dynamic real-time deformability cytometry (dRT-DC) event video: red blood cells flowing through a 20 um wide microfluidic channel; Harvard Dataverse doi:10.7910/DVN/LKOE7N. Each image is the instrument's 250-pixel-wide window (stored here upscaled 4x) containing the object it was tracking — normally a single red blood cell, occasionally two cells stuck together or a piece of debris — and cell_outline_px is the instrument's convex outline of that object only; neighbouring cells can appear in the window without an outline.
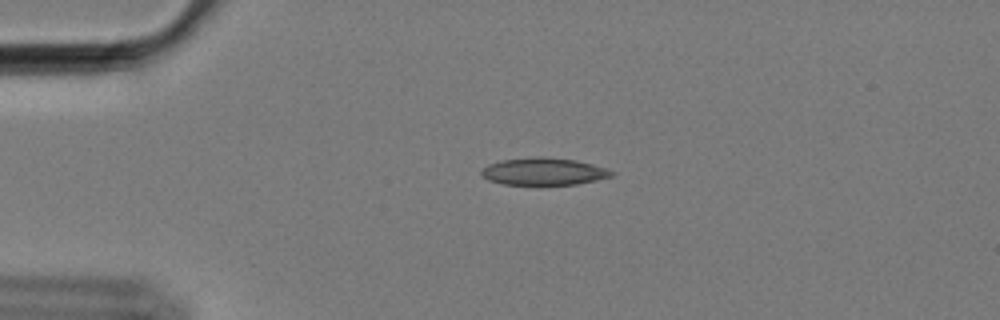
{"species": "Egyptian fruit bat (a non-hibernating species)", "species_latin": "Rousettus aegyptiacus", "temperature_condition": "cold", "stored_images_in_passage": 58, "camera_frame_rate_fps": 3000, "um_per_image_px": 0.085, "animal": {"sex": "female"}, "frame": {"image": 1, "passage_image": 13, "time_ms": 4.0, "image_size_px": [1000, 320], "cell_outline_px": [[616, 172], [612, 176], [596, 180], [576, 184], [504, 184], [488, 180], [480, 176], [480, 172], [488, 164], [504, 160], [532, 156], [540, 156], [576, 160], [608, 168]], "centroid_in_image_um": [46.22, 14.56], "position_along_channel_um": 38.8, "area_um2": 20.69}}
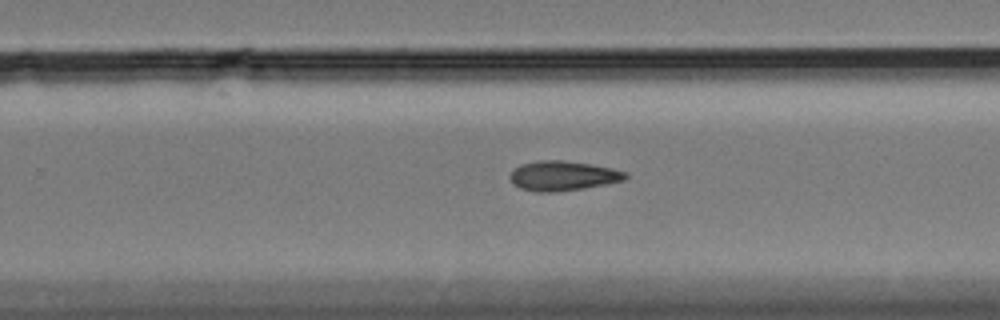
{"frame": {"image": 2, "passage_image": 37, "time_ms": 12.0, "image_size_px": [1000, 320], "cell_outline_px": [[628, 176], [624, 180], [584, 188], [556, 192], [536, 192], [520, 188], [512, 184], [508, 176], [520, 164], [540, 160], [564, 160], [592, 164], [612, 168], [628, 172]], "centroid_in_image_um": [47.83, 14.94], "position_along_channel_um": 282.0, "area_um2": 20.11}}
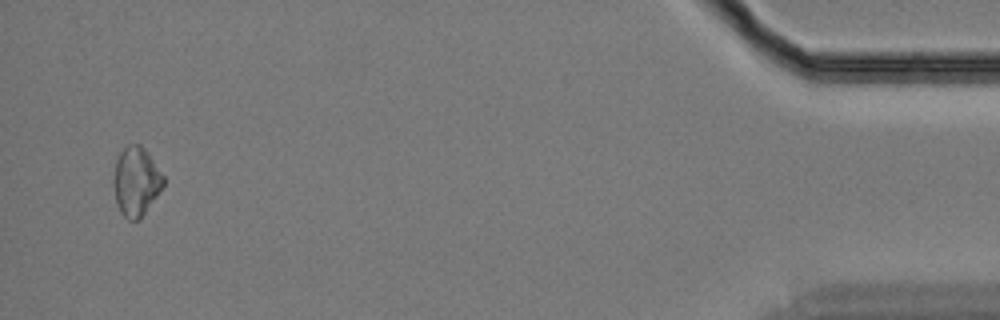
{"frame": {"image": 3, "passage_image": 56, "time_ms": 18.333, "image_size_px": [1000, 320], "cell_outline_px": [[164, 184], [140, 220], [128, 220], [120, 212], [116, 204], [112, 184], [112, 176], [116, 160], [120, 152], [128, 144], [140, 144], [144, 148], [164, 176]], "centroid_in_image_um": [11.52, 15.43], "position_along_channel_um": 423.7, "area_um2": 20.17}}